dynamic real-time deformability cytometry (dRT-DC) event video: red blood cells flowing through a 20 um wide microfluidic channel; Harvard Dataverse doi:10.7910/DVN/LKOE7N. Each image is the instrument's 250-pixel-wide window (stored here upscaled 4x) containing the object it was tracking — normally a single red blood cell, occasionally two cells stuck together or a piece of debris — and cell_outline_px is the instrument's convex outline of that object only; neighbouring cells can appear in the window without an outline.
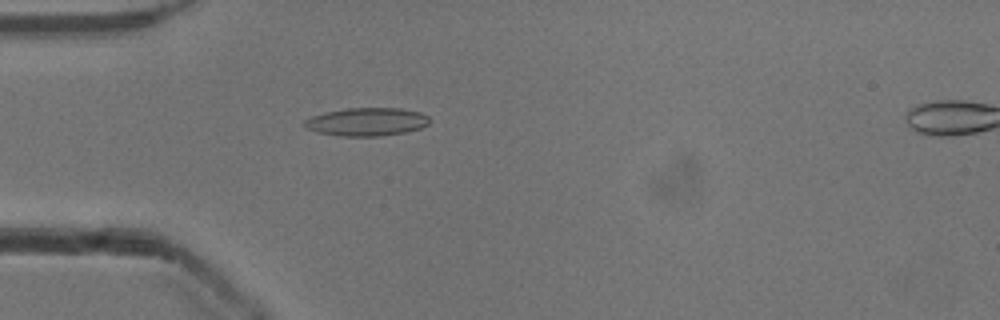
{"species": "common noctule bat (a hibernating species)", "species_latin": "Nyctalus noctula", "temperature_condition": "cold", "stored_images_in_passage": 52, "camera_frame_rate_fps": 3000, "um_per_image_px": 0.085, "animal": {"sex": "male", "body_mass_g": 13.3}, "frame": {"image": 1, "passage_image": 15, "time_ms": 4.667, "image_size_px": [1000, 320], "cell_outline_px": [[432, 120], [428, 124], [420, 128], [408, 132], [380, 136], [340, 136], [316, 132], [304, 128], [304, 120], [312, 116], [344, 108], [400, 108], [420, 112], [428, 116]], "centroid_in_image_um": [31.19, 10.36], "position_along_channel_um": 53.8, "area_um2": 20.69}}
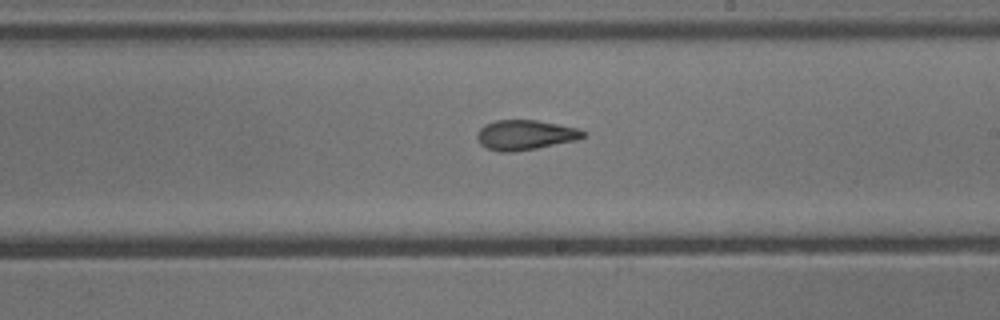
{"frame": {"image": 2, "passage_image": 30, "time_ms": 9.667, "image_size_px": [1000, 320], "cell_outline_px": [[588, 132], [584, 136], [576, 140], [536, 148], [512, 152], [500, 152], [488, 148], [480, 144], [476, 136], [480, 128], [484, 124], [496, 120], [536, 120], [580, 128]], "centroid_in_image_um": [44.65, 11.46], "position_along_channel_um": 244.3, "area_um2": 18.5}}
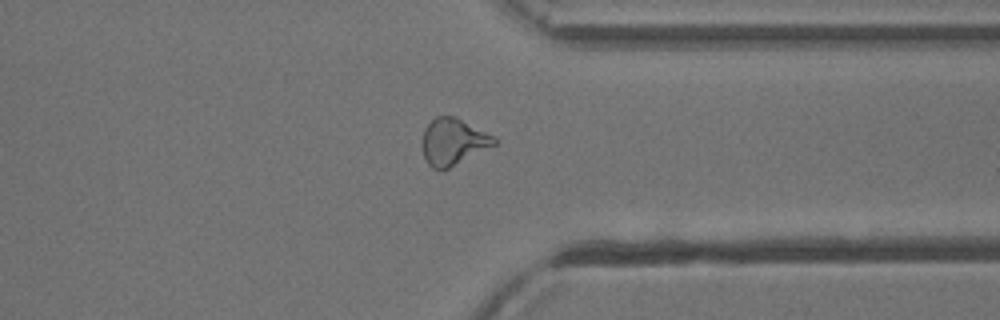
{"frame": {"image": 3, "passage_image": 40, "time_ms": 13.0, "image_size_px": [1000, 320], "cell_outline_px": [[496, 144], [444, 172], [440, 172], [432, 168], [428, 164], [424, 156], [420, 144], [424, 128], [436, 116], [456, 116], [496, 136]], "centroid_in_image_um": [38.5, 12.07], "position_along_channel_um": 372.9, "area_um2": 20.23}, "authors_computed_cell_mechanics": {"area_um2": 19.1896, "velocity_mm_per_s": 3.9503, "shape_relaxation_time_tau1_ms": 6.8403, "shape_relaxation_time_tau2_ms": 2.9178, "deformation_change_tau1": 0.1945, "deformation_change_tau2": 0.1165}}